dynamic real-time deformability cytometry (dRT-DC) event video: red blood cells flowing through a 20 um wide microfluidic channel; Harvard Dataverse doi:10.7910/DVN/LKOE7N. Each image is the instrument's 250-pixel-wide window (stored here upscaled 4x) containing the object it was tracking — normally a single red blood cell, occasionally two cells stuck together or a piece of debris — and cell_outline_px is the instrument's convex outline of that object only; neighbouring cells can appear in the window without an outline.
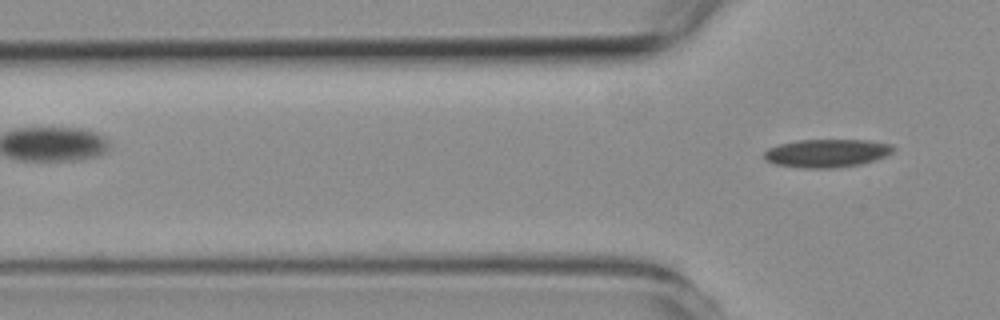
{"species": "common noctule bat (a hibernating species)", "species_latin": "Nyctalus noctula", "temperature_condition": "room temperature", "stored_images_in_passage": 2, "camera_frame_rate_fps": 3000, "um_per_image_px": 0.085, "animal": {"sex": "female", "body_mass_g": 19.3, "forearm_length_mm": 54.1}, "frame": {"image": 1, "passage_image": 2, "time_ms": 1.0, "image_size_px": [1000, 320], "cell_outline_px": [[896, 148], [892, 152], [876, 160], [860, 164], [836, 168], [804, 168], [776, 164], [764, 160], [764, 152], [768, 148], [780, 144], [796, 140], [868, 140], [892, 144]], "centroid_in_image_um": [70.29, 13.02], "position_along_channel_um": 55.5, "area_um2": 21.27}}